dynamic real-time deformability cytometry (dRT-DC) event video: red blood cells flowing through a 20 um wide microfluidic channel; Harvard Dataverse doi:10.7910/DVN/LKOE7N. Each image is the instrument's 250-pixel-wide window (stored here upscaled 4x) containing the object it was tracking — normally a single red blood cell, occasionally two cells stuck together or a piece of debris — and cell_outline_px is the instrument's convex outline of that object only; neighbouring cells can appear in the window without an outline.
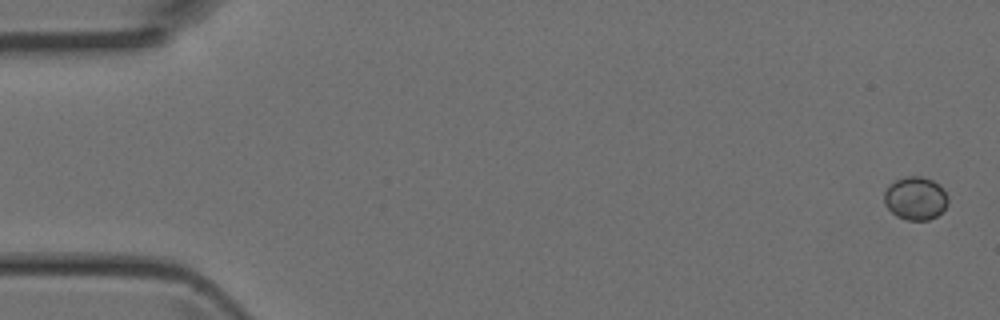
{"species": "Egyptian fruit bat (a non-hibernating species)", "species_latin": "Rousettus aegyptiacus", "temperature_condition": "room temperature", "stored_images_in_passage": 3, "camera_frame_rate_fps": 3000, "um_per_image_px": 0.085, "animal": {"sex": "female"}, "frame": {"image": 1, "passage_image": 1, "time_ms": 0.0, "image_size_px": [1000, 320], "cell_outline_px": [[948, 204], [936, 216], [928, 220], [908, 220], [896, 216], [884, 204], [884, 192], [888, 184], [896, 180], [908, 176], [920, 176], [932, 180], [944, 188], [948, 196]], "centroid_in_image_um": [77.81, 16.85], "position_along_channel_um": 7.2, "area_um2": 16.13}}